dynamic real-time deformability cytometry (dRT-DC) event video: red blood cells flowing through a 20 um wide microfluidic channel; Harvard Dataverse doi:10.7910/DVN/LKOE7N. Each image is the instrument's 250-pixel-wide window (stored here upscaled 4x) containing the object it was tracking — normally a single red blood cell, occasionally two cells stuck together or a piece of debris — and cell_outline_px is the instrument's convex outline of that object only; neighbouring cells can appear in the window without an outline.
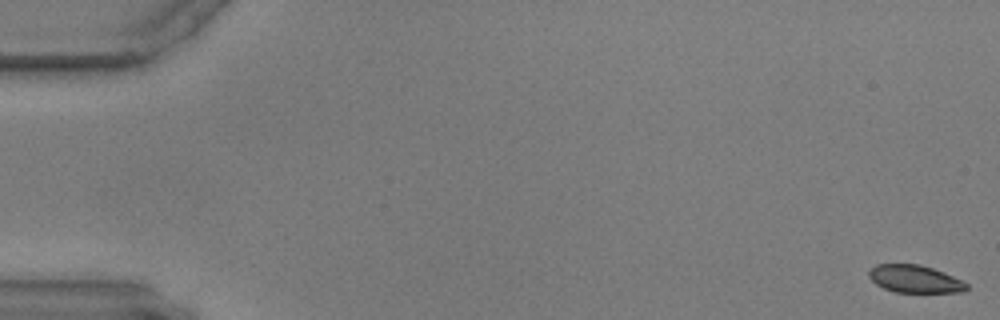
{"species": "common noctule bat (a hibernating species)", "species_latin": "Nyctalus noctula", "temperature_condition": "warm", "stored_images_in_passage": 8, "camera_frame_rate_fps": 3000, "um_per_image_px": 0.085, "animal": {"sex": "male", "body_mass_g": 17.9, "forearm_length_mm": 54.2}, "frame": {"image": 1, "passage_image": 1, "time_ms": 0.0, "image_size_px": [1000, 320], "cell_outline_px": [[968, 288], [964, 292], [896, 292], [884, 288], [876, 284], [868, 276], [868, 272], [876, 264], [920, 264], [944, 272], [968, 284]], "centroid_in_image_um": [77.76, 23.71], "position_along_channel_um": 7.2, "area_um2": 15.61}}